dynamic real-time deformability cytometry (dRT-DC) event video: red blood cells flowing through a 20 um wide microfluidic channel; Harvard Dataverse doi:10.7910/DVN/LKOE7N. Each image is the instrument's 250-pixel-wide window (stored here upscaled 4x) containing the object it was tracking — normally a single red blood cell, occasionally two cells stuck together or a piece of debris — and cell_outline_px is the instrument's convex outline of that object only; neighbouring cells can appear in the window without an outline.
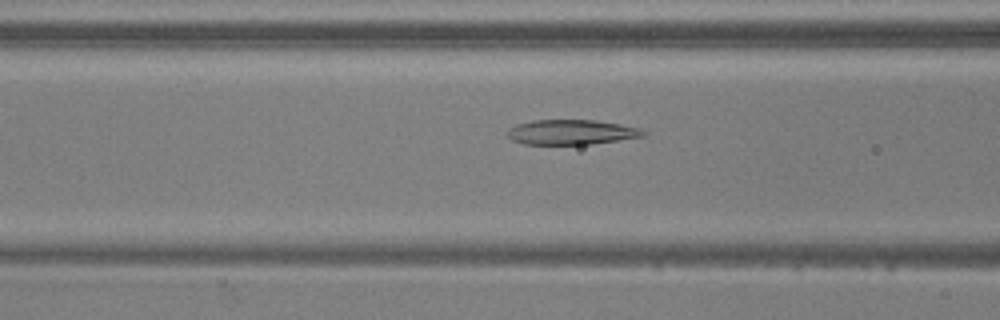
{"species": "common noctule bat (a hibernating species)", "species_latin": "Nyctalus noctula", "temperature_condition": "warm", "stored_images_in_passage": 51, "camera_frame_rate_fps": 3000, "um_per_image_px": 0.085, "animal": {"sex": "male", "body_mass_g": 20.5, "forearm_length_mm": 52.5}, "frame": {"image": 1, "passage_image": 19, "time_ms": 6.0, "image_size_px": [1000, 320], "cell_outline_px": [[648, 132], [644, 136], [592, 144], [524, 144], [512, 140], [508, 136], [508, 128], [516, 124], [532, 120], [596, 120], [620, 124], [640, 128]], "centroid_in_image_um": [48.57, 11.23], "position_along_channel_um": 118.0, "area_um2": 19.77}}
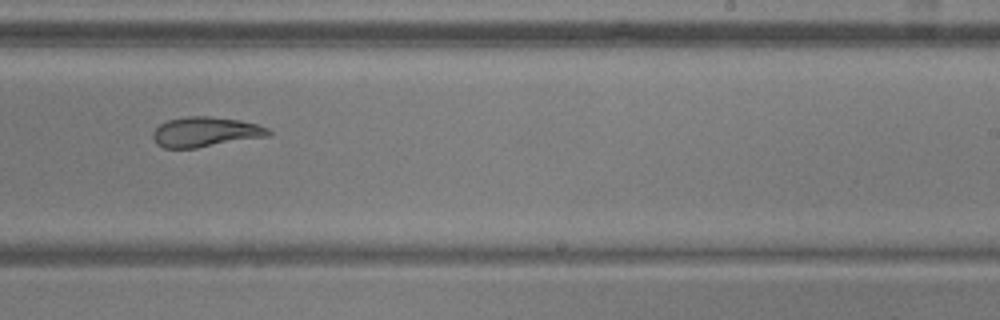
{"frame": {"image": 2, "passage_image": 31, "time_ms": 10.0, "image_size_px": [1000, 320], "cell_outline_px": [[272, 132], [268, 136], [196, 148], [164, 148], [156, 144], [152, 136], [152, 132], [160, 124], [168, 120], [188, 116], [208, 116], [240, 120], [256, 124], [268, 128]], "centroid_in_image_um": [17.44, 11.22], "position_along_channel_um": 271.6, "area_um2": 20.11}}
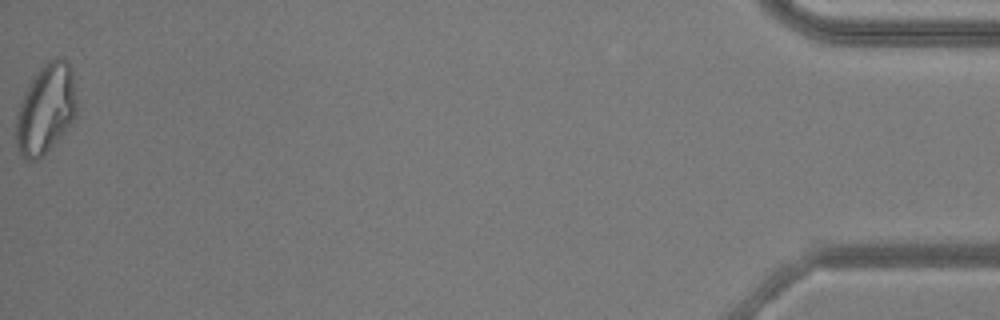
{"frame": {"image": 3, "passage_image": 51, "time_ms": 16.667, "image_size_px": [1000, 320], "cell_outline_px": [[76, 116], [64, 132], [44, 156], [36, 160], [24, 160], [16, 144], [16, 116], [20, 100], [32, 80], [40, 68], [48, 60], [56, 56], [64, 60], [68, 64], [72, 72], [76, 100]], "centroid_in_image_um": [3.88, 9.3], "position_along_channel_um": 431.3, "area_um2": 31.5}, "authors_computed_cell_mechanics": {"area_um2": 23.6402, "velocity_mm_per_s": 3.8422, "shape_relaxation_time_tau1_ms": null, "shape_relaxation_time_tau2_ms": 2.8591, "deformation_change_tau1": null, "deformation_change_tau2": 0.1071}}